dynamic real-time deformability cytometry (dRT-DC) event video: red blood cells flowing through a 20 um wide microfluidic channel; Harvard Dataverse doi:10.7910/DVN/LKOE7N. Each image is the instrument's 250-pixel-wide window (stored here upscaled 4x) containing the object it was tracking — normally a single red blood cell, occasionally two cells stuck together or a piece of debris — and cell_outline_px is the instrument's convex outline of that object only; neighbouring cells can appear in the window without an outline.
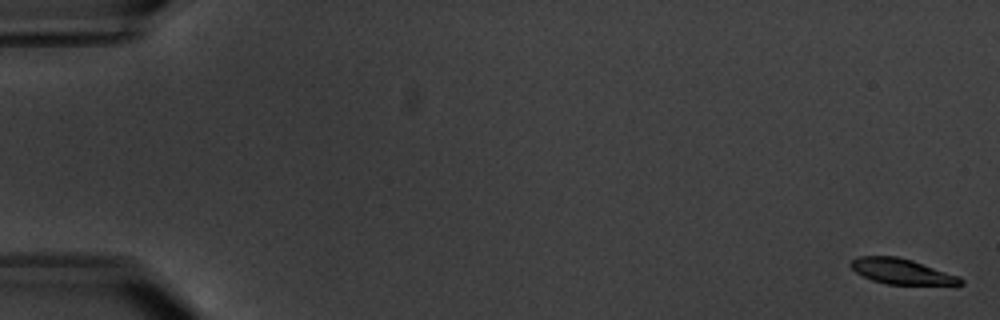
{"species": "common noctule bat (a hibernating species)", "species_latin": "Nyctalus noctula", "temperature_condition": "warm", "stored_images_in_passage": 7, "camera_frame_rate_fps": 3000, "um_per_image_px": 0.085, "animal": {"sex": "male", "body_mass_g": 20.1, "forearm_length_mm": 53.5}, "frame": {"image": 1, "passage_image": 1, "time_ms": 0.0, "image_size_px": [1000, 320], "cell_outline_px": [[964, 284], [956, 288], [888, 284], [872, 280], [856, 272], [848, 264], [856, 256], [896, 256], [912, 260], [956, 276], [964, 280]], "centroid_in_image_um": [76.75, 23.13], "position_along_channel_um": 8.2, "area_um2": 16.94}}
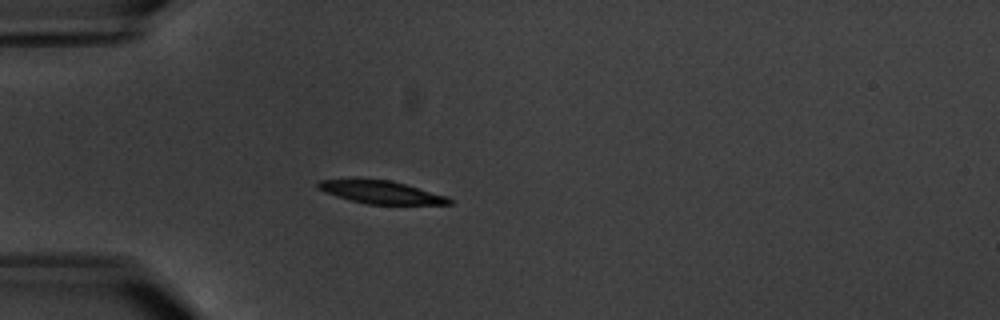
{"frame": {"image": 2, "passage_image": 5, "time_ms": 5.667, "image_size_px": [1000, 320], "cell_outline_px": [[452, 204], [368, 204], [336, 196], [316, 188], [316, 180], [392, 180], [448, 196], [452, 200]], "centroid_in_image_um": [32.42, 16.34], "position_along_channel_um": 52.6, "area_um2": 17.17}}